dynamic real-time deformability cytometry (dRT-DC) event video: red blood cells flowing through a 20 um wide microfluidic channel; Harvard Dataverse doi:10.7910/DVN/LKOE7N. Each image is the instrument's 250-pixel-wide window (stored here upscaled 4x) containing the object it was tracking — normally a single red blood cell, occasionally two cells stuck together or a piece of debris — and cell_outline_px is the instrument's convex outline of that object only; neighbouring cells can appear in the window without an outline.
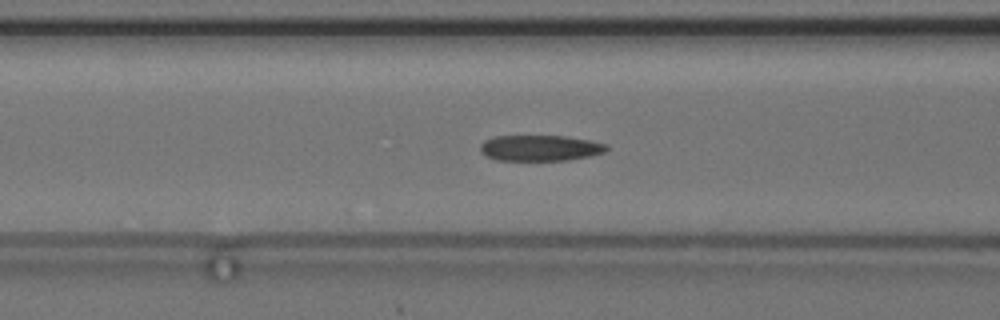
{"species": "common noctule bat (a hibernating species)", "species_latin": "Nyctalus noctula", "temperature_condition": "cold", "stored_images_in_passage": 55, "camera_frame_rate_fps": 3000, "um_per_image_px": 0.085, "animal": {"sex": "female", "body_mass_g": 24.6, "forearm_length_mm": 56.2}, "frame": {"image": 1, "passage_image": 22, "time_ms": 7.0, "image_size_px": [1000, 320], "cell_outline_px": [[608, 148], [604, 152], [588, 156], [568, 160], [496, 160], [480, 152], [480, 144], [484, 140], [496, 136], [568, 136], [608, 144]], "centroid_in_image_um": [45.9, 12.57], "position_along_channel_um": 120.7, "area_um2": 18.96}}
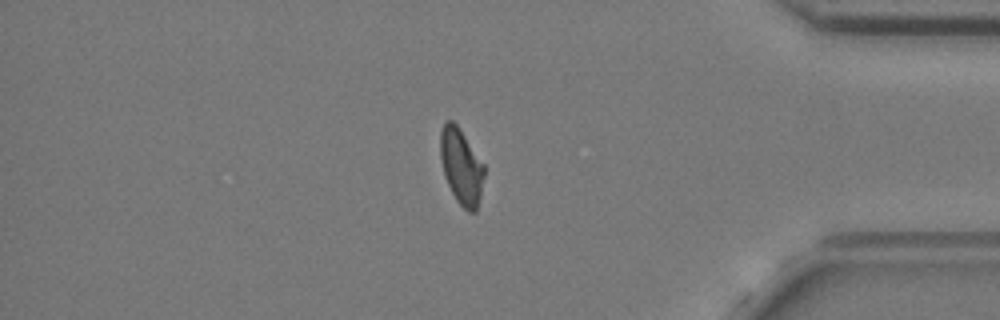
{"frame": {"image": 2, "passage_image": 47, "time_ms": 15.333, "image_size_px": [1000, 320], "cell_outline_px": [[484, 176], [480, 196], [476, 212], [468, 212], [456, 200], [444, 176], [440, 160], [440, 132], [444, 120], [452, 120], [456, 124], [484, 164]], "centroid_in_image_um": [39.19, 14.14], "position_along_channel_um": 396.0, "area_um2": 19.31}}
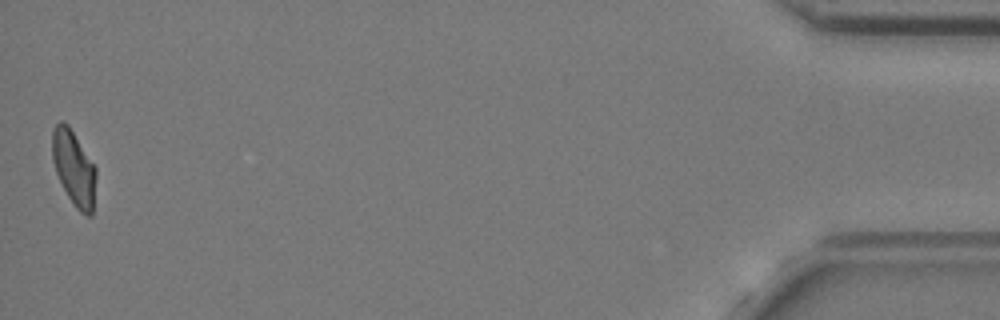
{"frame": {"image": 3, "passage_image": 55, "time_ms": 18.0, "image_size_px": [1000, 320], "cell_outline_px": [[96, 176], [92, 216], [88, 216], [80, 212], [76, 208], [68, 196], [56, 172], [52, 160], [52, 128], [60, 120], [64, 120], [68, 124], [96, 168]], "centroid_in_image_um": [6.27, 14.26], "position_along_channel_um": 428.9, "area_um2": 19.07}, "authors_computed_cell_mechanics": {"area_um2": 19.941, "velocity_mm_per_s": 3.665, "shape_relaxation_time_tau1_ms": 6.5806, "shape_relaxation_time_tau2_ms": 3.0966, "deformation_change_tau1": 0.1815, "deformation_change_tau2": 0.1057}}